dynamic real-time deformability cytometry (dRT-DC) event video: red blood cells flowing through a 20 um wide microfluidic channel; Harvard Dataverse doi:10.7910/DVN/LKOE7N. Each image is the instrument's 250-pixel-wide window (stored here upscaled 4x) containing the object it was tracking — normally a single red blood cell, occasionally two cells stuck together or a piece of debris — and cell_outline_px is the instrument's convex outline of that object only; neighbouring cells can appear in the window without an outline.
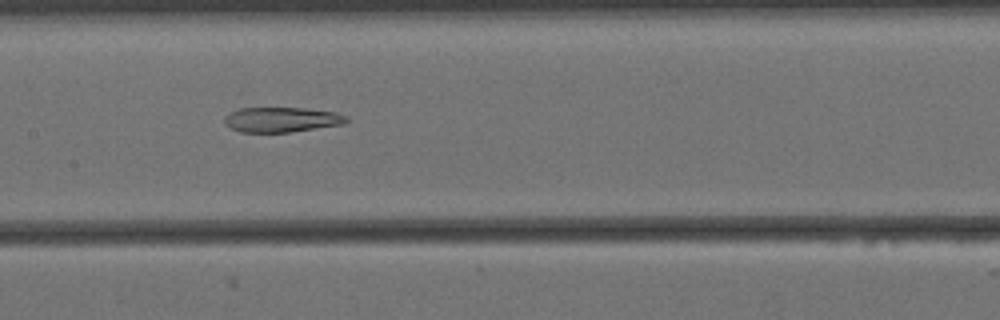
{"species": "Egyptian fruit bat (a non-hibernating species)", "species_latin": "Rousettus aegyptiacus", "temperature_condition": "cold", "stored_images_in_passage": 47, "camera_frame_rate_fps": 3000, "um_per_image_px": 0.085, "animal": {"sex": "female"}, "frame": {"image": 1, "passage_image": 27, "time_ms": 8.667, "image_size_px": [1000, 320], "cell_outline_px": [[348, 120], [344, 124], [288, 132], [240, 132], [224, 124], [224, 116], [236, 108], [304, 108], [336, 112], [348, 116]], "centroid_in_image_um": [23.92, 10.16], "position_along_channel_um": 183.5, "area_um2": 17.8}}
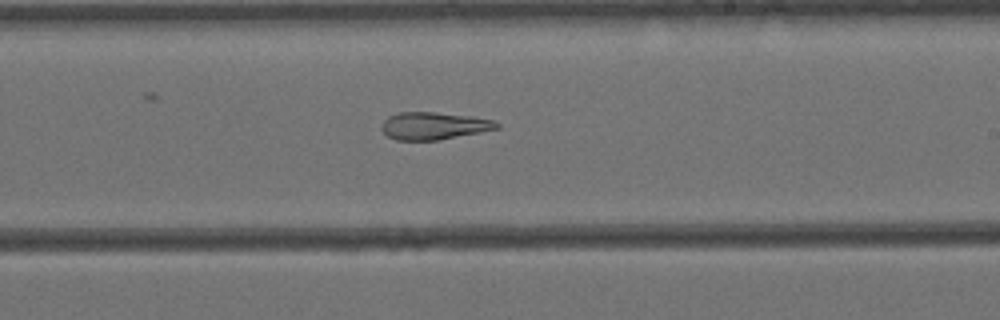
{"frame": {"image": 2, "passage_image": 33, "time_ms": 10.667, "image_size_px": [1000, 320], "cell_outline_px": [[500, 128], [440, 140], [396, 140], [388, 136], [380, 128], [380, 124], [388, 116], [396, 112], [432, 112], [472, 116], [492, 120], [500, 124]], "centroid_in_image_um": [36.84, 10.69], "position_along_channel_um": 252.2, "area_um2": 18.5}}
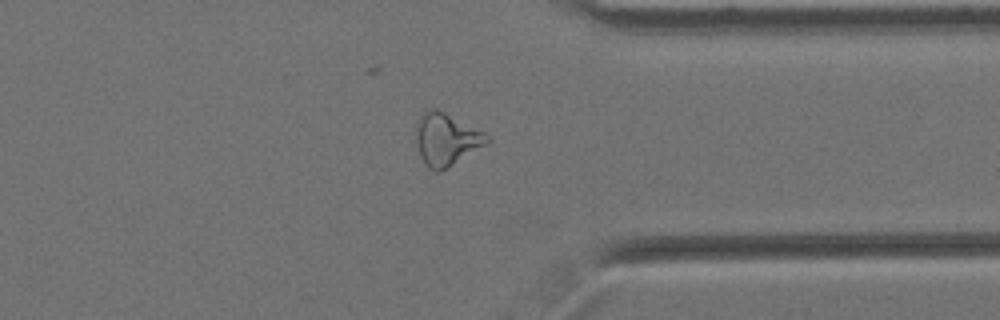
{"frame": {"image": 3, "passage_image": 44, "time_ms": 14.333, "image_size_px": [1000, 320], "cell_outline_px": [[492, 140], [448, 168], [440, 172], [436, 172], [428, 168], [424, 164], [420, 156], [416, 140], [416, 124], [424, 108], [436, 108], [492, 136]], "centroid_in_image_um": [37.92, 11.84], "position_along_channel_um": 373.5, "area_um2": 21.85}}